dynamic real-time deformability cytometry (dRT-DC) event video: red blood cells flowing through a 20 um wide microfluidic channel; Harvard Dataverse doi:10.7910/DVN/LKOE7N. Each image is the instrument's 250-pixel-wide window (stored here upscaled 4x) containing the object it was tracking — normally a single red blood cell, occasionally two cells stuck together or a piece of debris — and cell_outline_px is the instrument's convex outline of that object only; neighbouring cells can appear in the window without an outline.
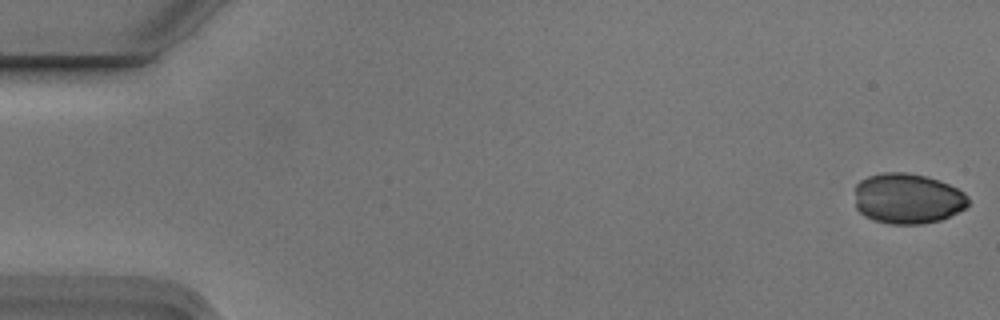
{"species": "Egyptian fruit bat (a non-hibernating species)", "species_latin": "Rousettus aegyptiacus", "temperature_condition": "cold", "stored_images_in_passage": 7, "camera_frame_rate_fps": 3000, "um_per_image_px": 0.085, "animal": {"sex": "male"}, "frame": {"image": 1, "passage_image": 1, "time_ms": 0.0, "image_size_px": [1000, 320], "cell_outline_px": [[968, 204], [964, 208], [940, 220], [924, 224], [888, 224], [864, 216], [856, 208], [856, 184], [860, 180], [868, 176], [884, 172], [908, 172], [928, 176], [940, 180], [964, 192], [968, 196]], "centroid_in_image_um": [77.14, 16.86], "position_along_channel_um": 7.9, "area_um2": 33.47}}